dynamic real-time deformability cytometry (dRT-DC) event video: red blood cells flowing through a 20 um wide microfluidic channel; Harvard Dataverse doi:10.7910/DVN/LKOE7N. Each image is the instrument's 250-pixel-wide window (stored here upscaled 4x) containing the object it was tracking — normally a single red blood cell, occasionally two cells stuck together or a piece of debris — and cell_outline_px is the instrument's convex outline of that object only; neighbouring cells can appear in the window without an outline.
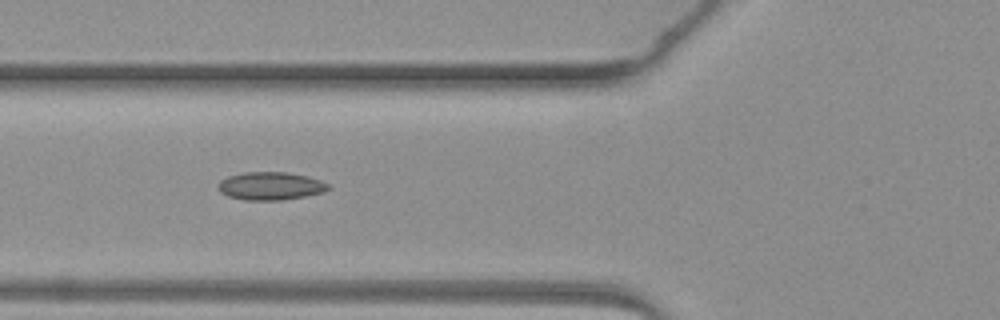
{"species": "common noctule bat (a hibernating species)", "species_latin": "Nyctalus noctula", "temperature_condition": "warm", "stored_images_in_passage": 5, "camera_frame_rate_fps": 3000, "um_per_image_px": 0.085, "animal": {"sex": "female", "body_mass_g": 19.3, "forearm_length_mm": 54.1}, "frame": {"image": 1, "passage_image": 5, "time_ms": 5.333, "image_size_px": [1000, 320], "cell_outline_px": [[332, 188], [324, 192], [284, 200], [244, 200], [228, 196], [220, 192], [220, 180], [228, 176], [244, 172], [288, 172], [308, 176], [320, 180], [328, 184]], "centroid_in_image_um": [23.03, 15.81], "position_along_channel_um": 102.8, "area_um2": 17.98}}